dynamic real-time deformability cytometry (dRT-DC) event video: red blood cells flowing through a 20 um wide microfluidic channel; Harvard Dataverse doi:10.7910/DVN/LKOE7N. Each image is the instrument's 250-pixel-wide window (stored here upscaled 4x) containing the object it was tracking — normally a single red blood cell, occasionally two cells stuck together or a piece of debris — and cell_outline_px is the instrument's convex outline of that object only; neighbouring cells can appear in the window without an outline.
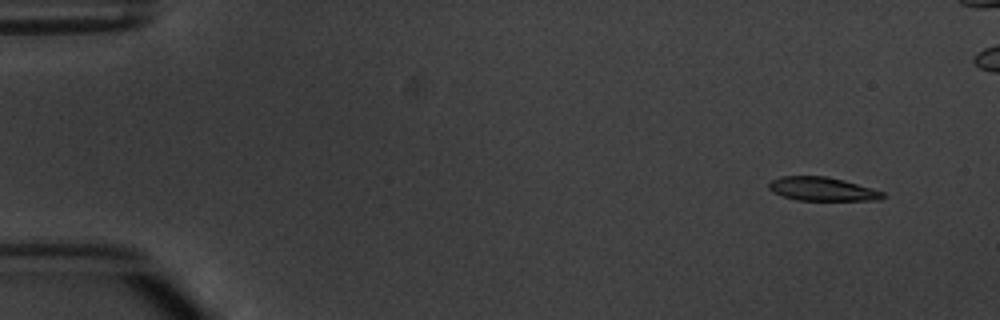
{"species": "common noctule bat (a hibernating species)", "species_latin": "Nyctalus noctula", "temperature_condition": "warm", "stored_images_in_passage": 5, "camera_frame_rate_fps": 3000, "um_per_image_px": 0.085, "animal": {"sex": "male", "body_mass_g": 20.1, "forearm_length_mm": 53.5}, "frame": {"image": 1, "passage_image": 1, "time_ms": 0.0, "image_size_px": [1000, 320], "cell_outline_px": [[884, 196], [880, 200], [796, 200], [784, 196], [768, 188], [768, 184], [772, 180], [780, 176], [824, 176], [844, 180], [872, 188], [884, 192]], "centroid_in_image_um": [69.9, 16.06], "position_along_channel_um": 15.1, "area_um2": 15.55}}